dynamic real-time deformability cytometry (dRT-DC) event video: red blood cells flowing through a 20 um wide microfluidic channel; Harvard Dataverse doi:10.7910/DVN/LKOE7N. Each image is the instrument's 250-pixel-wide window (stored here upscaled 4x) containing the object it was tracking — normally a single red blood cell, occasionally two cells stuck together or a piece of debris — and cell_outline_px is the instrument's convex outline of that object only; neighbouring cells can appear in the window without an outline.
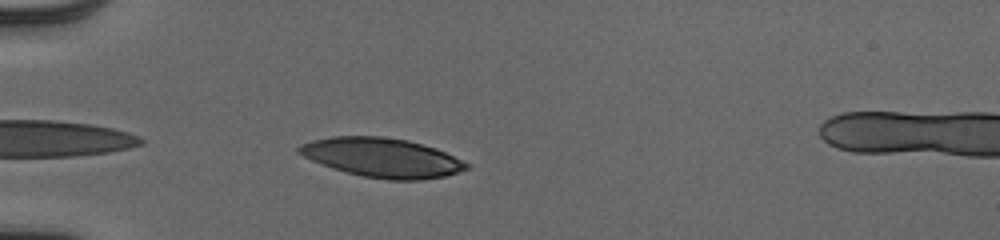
{"species": "human", "species_latin": "Homo sapiens", "temperature_condition": "cold", "stored_images_in_passage": 38, "camera_frame_rate_fps": 3000, "um_per_image_px": 0.085, "donor": {"sex": "male"}, "frame": {"image": 1, "passage_image": 2, "time_ms": 0.333, "image_size_px": [1000, 240], "cell_outline_px": [[468, 168], [444, 176], [420, 180], [388, 180], [364, 176], [332, 168], [312, 160], [296, 152], [296, 148], [300, 144], [312, 140], [332, 136], [380, 136], [408, 140], [436, 148], [468, 164]], "centroid_in_image_um": [32.42, 13.38], "position_along_channel_um": 52.6, "area_um2": 37.92}}
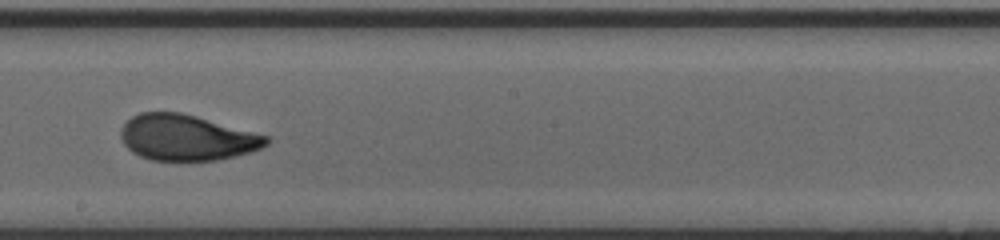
{"frame": {"image": 2, "passage_image": 17, "time_ms": 5.333, "image_size_px": [1000, 240], "cell_outline_px": [[268, 144], [260, 148], [236, 156], [216, 160], [152, 160], [140, 156], [132, 152], [124, 144], [120, 136], [120, 132], [124, 124], [132, 116], [140, 112], [180, 112], [196, 116], [268, 136]], "centroid_in_image_um": [15.84, 11.69], "position_along_channel_um": 232.4, "area_um2": 38.49}}
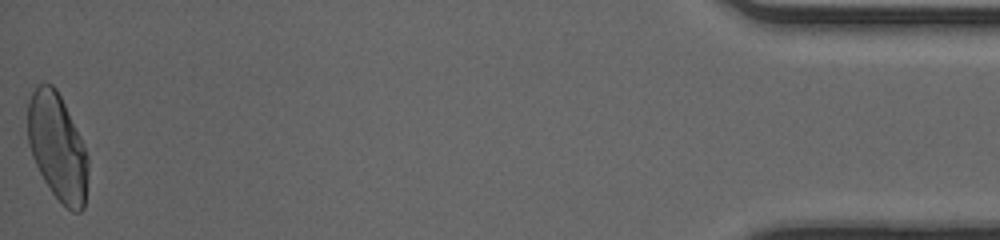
{"frame": {"image": 3, "passage_image": 38, "time_ms": 12.333, "image_size_px": [1000, 240], "cell_outline_px": [[88, 172], [84, 208], [80, 212], [72, 212], [52, 192], [44, 180], [32, 156], [28, 144], [28, 104], [32, 92], [36, 84], [52, 84], [56, 88], [64, 104], [88, 156]], "centroid_in_image_um": [4.87, 12.51], "position_along_channel_um": 430.3, "area_um2": 36.99}, "authors_computed_cell_mechanics": {"area_um2": 38.5237, "velocity_mm_per_s": 4.0264, "shape_relaxation_time_tau1_ms": 4.7203, "shape_relaxation_time_tau2_ms": 1.0465, "deformation_change_tau1": 0.1915, "deformation_change_tau2": 0.0719}}